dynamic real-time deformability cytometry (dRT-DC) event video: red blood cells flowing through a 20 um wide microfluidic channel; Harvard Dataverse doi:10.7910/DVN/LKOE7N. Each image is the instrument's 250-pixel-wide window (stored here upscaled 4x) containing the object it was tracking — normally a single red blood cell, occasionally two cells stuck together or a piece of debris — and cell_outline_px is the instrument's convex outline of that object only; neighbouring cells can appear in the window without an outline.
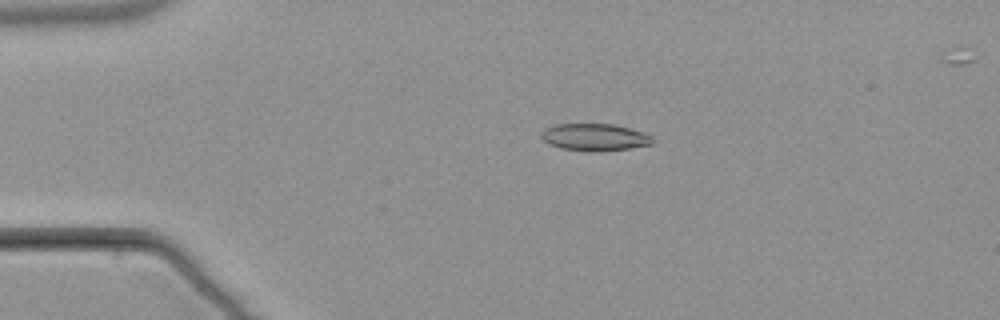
{"species": "common noctule bat (a hibernating species)", "species_latin": "Nyctalus noctula", "temperature_condition": "warm", "stored_images_in_passage": 5, "camera_frame_rate_fps": 3000, "um_per_image_px": 0.085, "animal": {"sex": "male", "body_mass_g": 21.5, "forearm_length_mm": 52.0}, "frame": {"image": 1, "passage_image": 3, "time_ms": 2.333, "image_size_px": [1000, 320], "cell_outline_px": [[652, 144], [628, 148], [560, 148], [548, 144], [540, 136], [540, 132], [544, 128], [556, 124], [612, 124], [628, 128], [652, 136]], "centroid_in_image_um": [50.47, 11.6], "position_along_channel_um": 34.5, "area_um2": 16.47}}
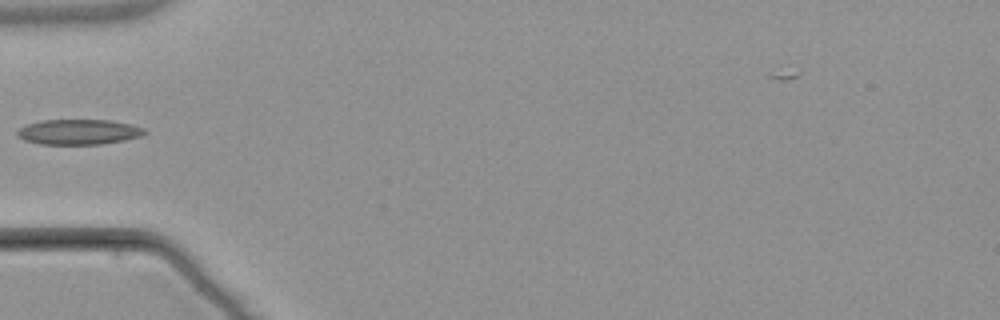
{"frame": {"image": 2, "passage_image": 5, "time_ms": 4.667, "image_size_px": [1000, 320], "cell_outline_px": [[148, 132], [140, 136], [124, 140], [100, 144], [40, 144], [24, 140], [16, 136], [16, 132], [24, 124], [44, 120], [112, 120], [132, 124], [144, 128]], "centroid_in_image_um": [6.67, 11.21], "position_along_channel_um": 78.3, "area_um2": 18.84}}